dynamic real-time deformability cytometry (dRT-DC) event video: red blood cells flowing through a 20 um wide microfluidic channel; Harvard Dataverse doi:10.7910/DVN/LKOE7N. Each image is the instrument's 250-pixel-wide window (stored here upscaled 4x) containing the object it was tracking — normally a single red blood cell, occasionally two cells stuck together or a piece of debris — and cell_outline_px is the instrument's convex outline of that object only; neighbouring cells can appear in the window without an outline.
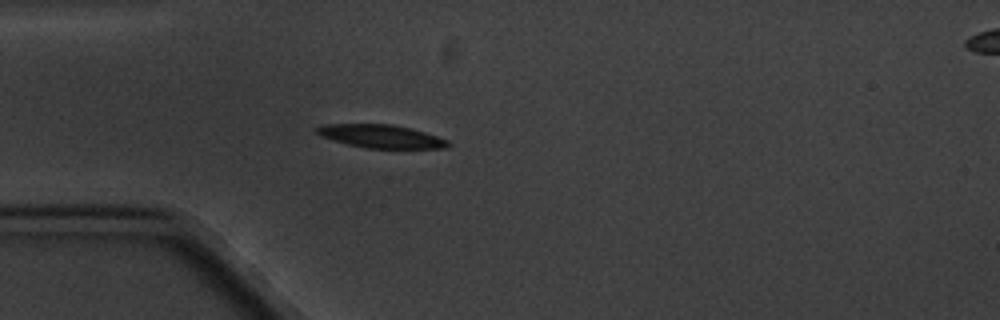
{"species": "common noctule bat (a hibernating species)", "species_latin": "Nyctalus noctula", "temperature_condition": "cold", "stored_images_in_passage": 5, "camera_frame_rate_fps": 3000, "um_per_image_px": 0.085, "animal": {"sex": "male", "body_mass_g": 20.1, "forearm_length_mm": 53.5}, "frame": {"image": 1, "passage_image": 5, "time_ms": 4.333, "image_size_px": [1000, 320], "cell_outline_px": [[452, 144], [448, 148], [364, 148], [332, 140], [320, 136], [312, 132], [312, 128], [328, 124], [388, 124], [408, 128], [424, 132], [448, 140]], "centroid_in_image_um": [32.32, 11.59], "position_along_channel_um": 52.7, "area_um2": 17.8}}